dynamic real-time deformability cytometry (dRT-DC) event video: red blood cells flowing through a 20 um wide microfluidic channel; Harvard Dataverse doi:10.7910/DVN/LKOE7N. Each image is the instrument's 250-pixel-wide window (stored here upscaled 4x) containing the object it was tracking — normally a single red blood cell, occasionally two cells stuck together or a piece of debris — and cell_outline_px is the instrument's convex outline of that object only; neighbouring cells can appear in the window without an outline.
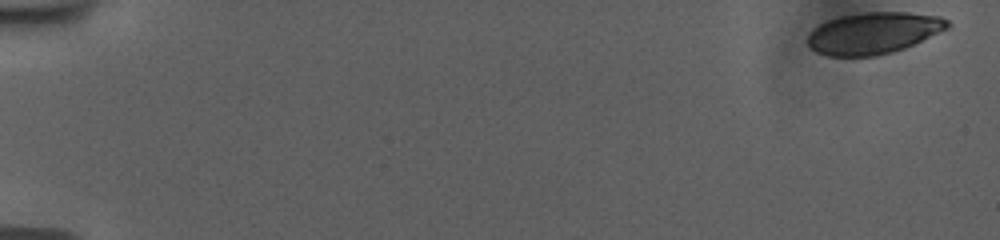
{"species": "human", "species_latin": "Homo sapiens", "temperature_condition": "room temperature", "stored_images_in_passage": 55, "camera_frame_rate_fps": 3000, "um_per_image_px": 0.085, "donor": {"sex": "female"}, "frame": {"image": 1, "passage_image": 1, "time_ms": 0.0, "image_size_px": [1000, 240], "cell_outline_px": [[952, 24], [948, 28], [904, 48], [892, 52], [876, 56], [828, 56], [816, 52], [808, 44], [808, 36], [820, 24], [828, 20], [840, 16], [864, 12], [908, 12], [940, 16], [948, 20]], "centroid_in_image_um": [74.27, 2.8], "position_along_channel_um": 10.7, "area_um2": 33.7}}
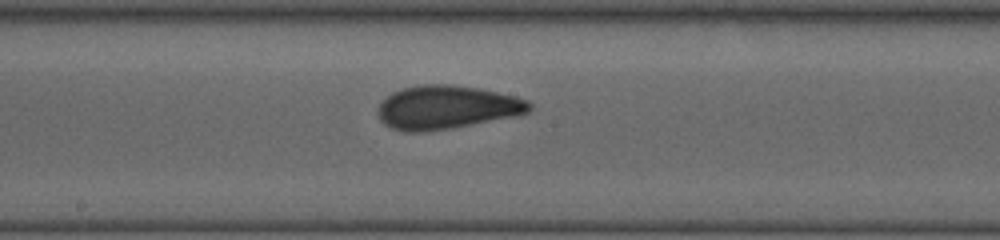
{"frame": {"image": 2, "passage_image": 31, "time_ms": 10.0, "image_size_px": [1000, 240], "cell_outline_px": [[532, 108], [528, 112], [516, 116], [452, 128], [420, 132], [404, 132], [392, 128], [384, 124], [380, 120], [376, 112], [380, 100], [392, 92], [404, 88], [420, 84], [448, 84], [476, 88], [516, 96], [528, 100], [532, 104]], "centroid_in_image_um": [37.93, 9.12], "position_along_channel_um": 210.3, "area_um2": 38.67}}
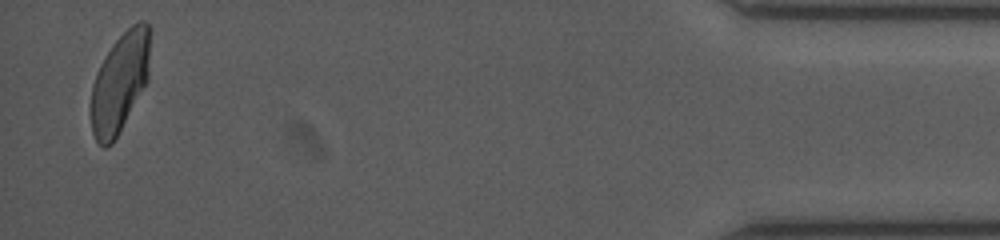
{"frame": {"image": 3, "passage_image": 54, "time_ms": 17.667, "image_size_px": [1000, 240], "cell_outline_px": [[152, 28], [148, 80], [112, 144], [104, 148], [96, 140], [92, 132], [88, 112], [92, 84], [96, 72], [100, 64], [112, 44], [132, 24], [140, 20], [144, 20]], "centroid_in_image_um": [10.18, 6.98], "position_along_channel_um": 425.0, "area_um2": 35.03}, "authors_computed_cell_mechanics": {"area_um2": 36.0672, "velocity_mm_per_s": 3.7429, "shape_relaxation_time_tau1_ms": 6.1714, "shape_relaxation_time_tau2_ms": 1.0037, "deformation_change_tau1": 0.1847, "deformation_change_tau2": 0.0693}}